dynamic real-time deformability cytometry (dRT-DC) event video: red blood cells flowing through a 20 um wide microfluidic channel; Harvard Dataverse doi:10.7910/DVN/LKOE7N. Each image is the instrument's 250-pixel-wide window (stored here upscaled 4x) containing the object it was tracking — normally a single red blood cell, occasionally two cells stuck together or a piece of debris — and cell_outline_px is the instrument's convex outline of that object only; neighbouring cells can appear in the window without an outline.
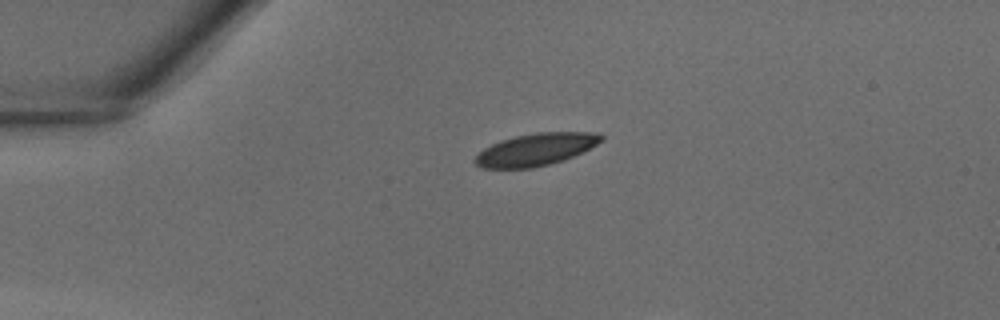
{"species": "common noctule bat (a hibernating species)", "species_latin": "Nyctalus noctula", "temperature_condition": "warm", "stored_images_in_passage": 7, "camera_frame_rate_fps": 3000, "um_per_image_px": 0.085, "animal": {"sex": "male", "body_mass_g": 18.8}, "frame": {"image": 1, "passage_image": 1, "time_ms": 0.0, "image_size_px": [1000, 320], "cell_outline_px": [[604, 140], [564, 160], [532, 168], [480, 168], [472, 160], [484, 148], [500, 140], [516, 136], [536, 132], [600, 132], [604, 136]], "centroid_in_image_um": [45.53, 12.7], "position_along_channel_um": 39.5, "area_um2": 23.64}}